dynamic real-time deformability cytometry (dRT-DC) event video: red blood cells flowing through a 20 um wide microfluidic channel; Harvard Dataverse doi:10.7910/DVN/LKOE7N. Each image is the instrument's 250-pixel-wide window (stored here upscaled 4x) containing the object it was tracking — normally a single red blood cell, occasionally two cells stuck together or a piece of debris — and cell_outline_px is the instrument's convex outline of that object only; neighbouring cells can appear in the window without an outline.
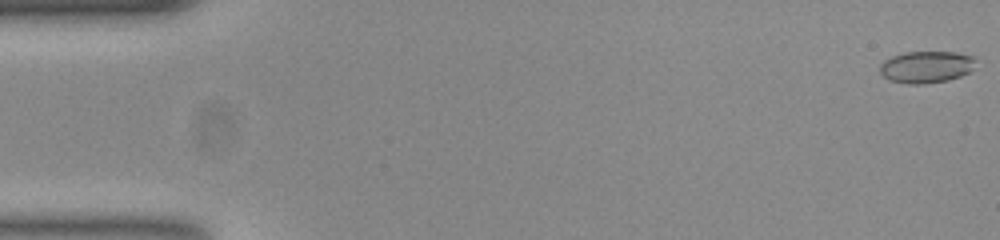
{"species": "common noctule bat (a hibernating species)", "species_latin": "Nyctalus noctula", "temperature_condition": "room temperature", "stored_images_in_passage": 54, "camera_frame_rate_fps": 3000, "um_per_image_px": 0.085, "animal": {"sex": "female", "body_mass_g": 23.0, "forearm_length_mm": 53.4}, "frame": {"image": 1, "passage_image": 1, "time_ms": 0.0, "image_size_px": [1000, 240], "cell_outline_px": [[976, 60], [972, 68], [968, 72], [960, 76], [948, 80], [924, 84], [908, 84], [888, 80], [880, 72], [880, 64], [884, 60], [892, 56], [904, 52], [956, 52], [972, 56]], "centroid_in_image_um": [78.71, 5.69], "position_along_channel_um": 6.3, "area_um2": 17.8}}
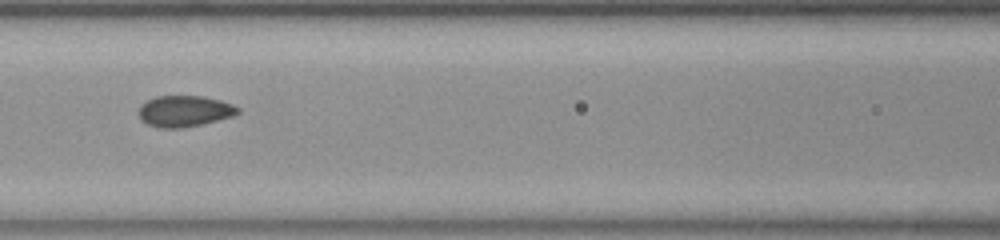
{"frame": {"image": 2, "passage_image": 24, "time_ms": 7.667, "image_size_px": [1000, 240], "cell_outline_px": [[240, 112], [232, 116], [200, 124], [180, 128], [160, 128], [148, 124], [140, 120], [136, 112], [140, 104], [156, 96], [204, 96], [220, 100], [232, 104], [240, 108]], "centroid_in_image_um": [15.63, 9.44], "position_along_channel_um": 151.0, "area_um2": 18.09}}
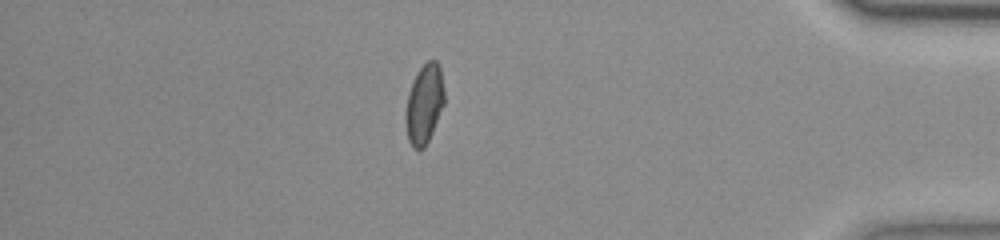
{"frame": {"image": 3, "passage_image": 47, "time_ms": 15.333, "image_size_px": [1000, 240], "cell_outline_px": [[444, 104], [432, 132], [424, 148], [412, 148], [408, 140], [404, 120], [404, 116], [408, 92], [416, 72], [428, 60], [436, 60], [440, 64], [444, 88]], "centroid_in_image_um": [36.05, 8.81], "position_along_channel_um": 399.2, "area_um2": 18.15}, "authors_computed_cell_mechanics": {"area_um2": 17.9758, "velocity_mm_per_s": 3.7712, "shape_relaxation_time_tau1_ms": 10.4855, "shape_relaxation_time_tau2_ms": null, "deformation_change_tau1": 0.2044, "deformation_change_tau2": null}}